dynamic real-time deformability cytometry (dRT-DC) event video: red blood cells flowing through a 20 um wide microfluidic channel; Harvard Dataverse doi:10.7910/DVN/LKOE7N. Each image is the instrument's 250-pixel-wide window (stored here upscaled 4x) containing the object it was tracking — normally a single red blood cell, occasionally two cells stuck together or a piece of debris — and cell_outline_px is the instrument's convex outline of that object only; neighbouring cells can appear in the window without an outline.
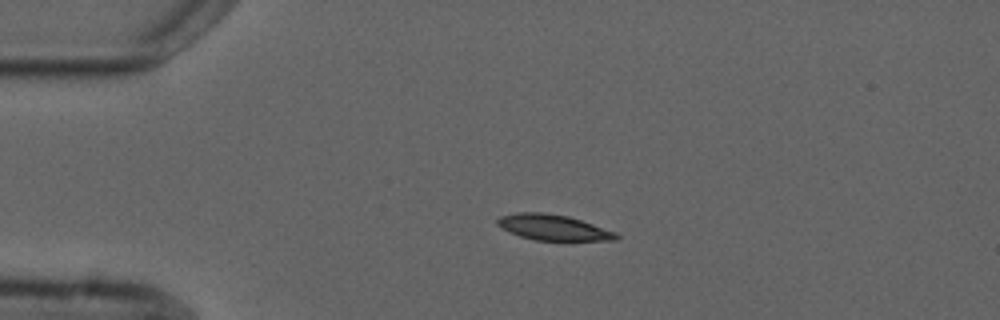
{"species": "common noctule bat (a hibernating species)", "species_latin": "Nyctalus noctula", "temperature_condition": "cold", "stored_images_in_passage": 4, "camera_frame_rate_fps": 3000, "um_per_image_px": 0.085, "animal": {"sex": "male", "forearm_length_mm": 52.5}, "frame": {"image": 1, "passage_image": 3, "time_ms": 2.333, "image_size_px": [1000, 320], "cell_outline_px": [[620, 236], [616, 240], [536, 240], [520, 236], [500, 228], [496, 224], [496, 220], [500, 216], [516, 212], [544, 212], [568, 216], [616, 232]], "centroid_in_image_um": [46.98, 19.32], "position_along_channel_um": 38.0, "area_um2": 17.69}}